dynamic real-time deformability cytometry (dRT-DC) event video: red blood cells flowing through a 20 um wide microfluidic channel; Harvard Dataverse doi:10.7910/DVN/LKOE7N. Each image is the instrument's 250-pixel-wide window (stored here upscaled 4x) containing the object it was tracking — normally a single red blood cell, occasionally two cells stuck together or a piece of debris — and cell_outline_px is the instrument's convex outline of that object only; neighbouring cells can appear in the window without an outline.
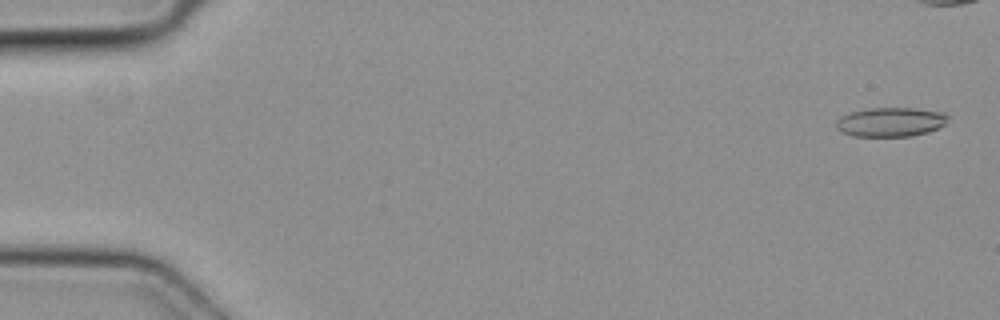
{"species": "common noctule bat (a hibernating species)", "species_latin": "Nyctalus noctula", "temperature_condition": "cold", "stored_images_in_passage": 5, "camera_frame_rate_fps": 3000, "um_per_image_px": 0.085, "animal": {"sex": "female", "body_mass_g": 19.3, "forearm_length_mm": 54.1}, "frame": {"image": 1, "passage_image": 1, "time_ms": 0.0, "image_size_px": [1000, 320], "cell_outline_px": [[948, 116], [944, 124], [940, 128], [928, 132], [912, 136], [852, 136], [840, 132], [836, 128], [836, 120], [840, 116], [852, 112], [868, 108], [912, 108], [948, 112]], "centroid_in_image_um": [75.7, 10.37], "position_along_channel_um": 9.3, "area_um2": 19.25}}